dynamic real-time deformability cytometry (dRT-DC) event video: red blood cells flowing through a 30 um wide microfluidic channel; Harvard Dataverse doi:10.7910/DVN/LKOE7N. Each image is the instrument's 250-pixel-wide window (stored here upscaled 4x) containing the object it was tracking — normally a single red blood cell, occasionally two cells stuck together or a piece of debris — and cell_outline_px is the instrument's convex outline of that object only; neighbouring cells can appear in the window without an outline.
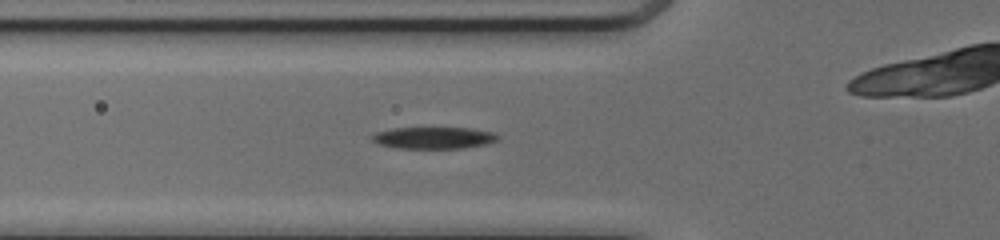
{"species": "common noctule bat (a hibernating species)", "species_latin": "Nyctalus noctula", "temperature_condition": "cold", "stored_images_in_passage": 35, "camera_frame_rate_fps": 3000, "um_per_image_px": 0.085, "animal": {"sex": "female", "body_mass_g": 17.0, "forearm_length_mm": 48.0}, "frame": {"image": 1, "passage_image": 2, "time_ms": 0.333, "image_size_px": [1000, 240], "cell_outline_px": [[500, 140], [488, 144], [464, 148], [396, 148], [376, 144], [372, 140], [372, 136], [376, 132], [392, 128], [472, 128], [496, 132], [500, 136]], "centroid_in_image_um": [36.93, 11.71], "position_along_channel_um": 88.9, "area_um2": 16.24}}
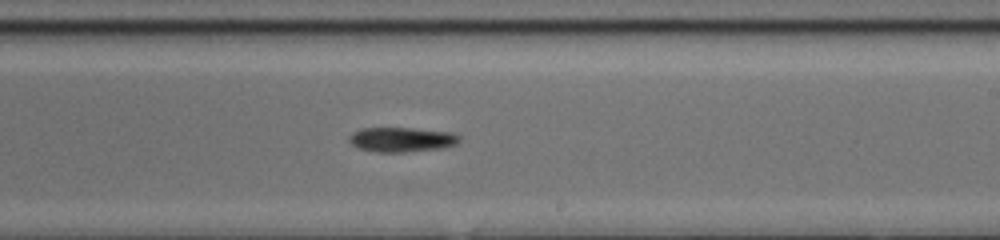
{"frame": {"image": 2, "passage_image": 14, "time_ms": 4.333, "image_size_px": [1000, 240], "cell_outline_px": [[460, 140], [456, 144], [444, 148], [404, 152], [376, 152], [356, 148], [348, 140], [348, 136], [352, 132], [360, 128], [412, 128], [452, 132], [460, 136]], "centroid_in_image_um": [34.12, 11.86], "position_along_channel_um": 254.9, "area_um2": 16.07}}
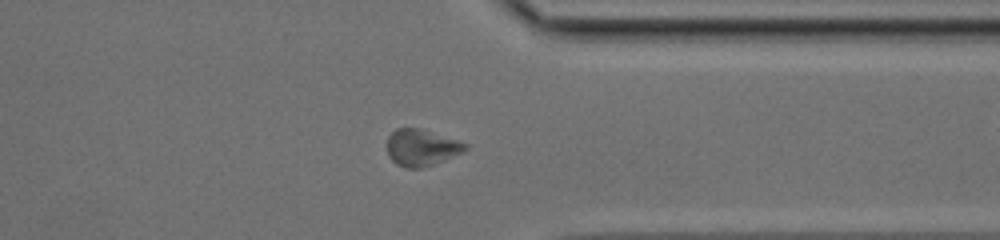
{"frame": {"image": 3, "passage_image": 23, "time_ms": 7.333, "image_size_px": [1000, 240], "cell_outline_px": [[468, 148], [460, 152], [424, 168], [404, 168], [396, 164], [388, 156], [388, 136], [396, 128], [416, 128], [456, 140], [468, 144]], "centroid_in_image_um": [35.77, 12.56], "position_along_channel_um": 375.6, "area_um2": 16.24}}